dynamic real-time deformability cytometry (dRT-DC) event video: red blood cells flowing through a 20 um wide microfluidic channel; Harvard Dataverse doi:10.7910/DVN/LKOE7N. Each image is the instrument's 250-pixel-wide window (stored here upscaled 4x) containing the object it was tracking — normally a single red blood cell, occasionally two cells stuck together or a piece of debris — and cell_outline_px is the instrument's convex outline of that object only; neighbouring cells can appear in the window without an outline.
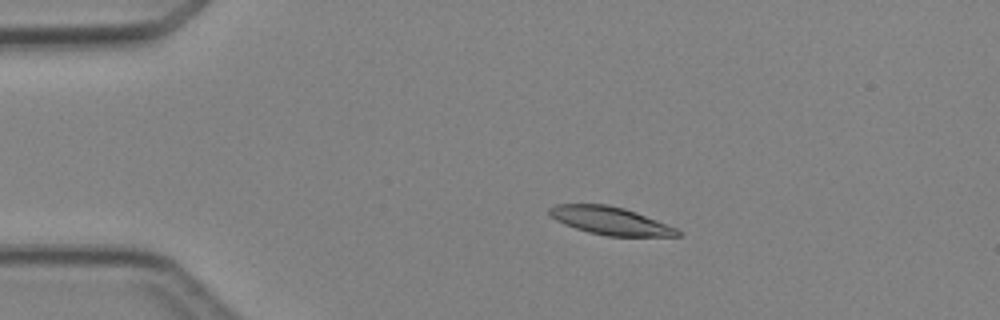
{"species": "Egyptian fruit bat (a non-hibernating species)", "species_latin": "Rousettus aegyptiacus", "temperature_condition": "cold", "stored_images_in_passage": 5, "camera_frame_rate_fps": 3000, "um_per_image_px": 0.085, "animal": {"sex": "female"}, "frame": {"image": 1, "passage_image": 3, "time_ms": 2.333, "image_size_px": [1000, 320], "cell_outline_px": [[680, 236], [608, 236], [588, 232], [564, 224], [548, 216], [548, 208], [556, 204], [608, 204], [624, 208], [636, 212], [676, 228], [680, 232]], "centroid_in_image_um": [51.82, 18.75], "position_along_channel_um": 33.2, "area_um2": 20.75}}
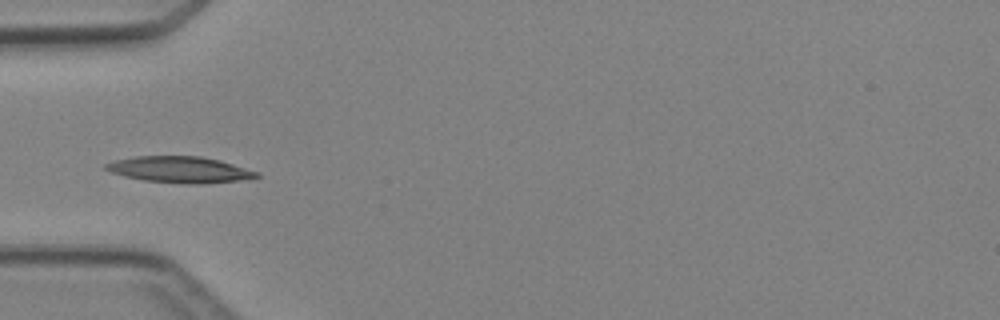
{"frame": {"image": 2, "passage_image": 5, "time_ms": 4.333, "image_size_px": [1000, 320], "cell_outline_px": [[260, 176], [240, 180], [204, 184], [184, 184], [144, 180], [124, 176], [112, 172], [104, 168], [104, 164], [112, 160], [136, 156], [200, 156], [220, 160], [260, 172]], "centroid_in_image_um": [15.28, 14.41], "position_along_channel_um": 69.7, "area_um2": 23.18}}